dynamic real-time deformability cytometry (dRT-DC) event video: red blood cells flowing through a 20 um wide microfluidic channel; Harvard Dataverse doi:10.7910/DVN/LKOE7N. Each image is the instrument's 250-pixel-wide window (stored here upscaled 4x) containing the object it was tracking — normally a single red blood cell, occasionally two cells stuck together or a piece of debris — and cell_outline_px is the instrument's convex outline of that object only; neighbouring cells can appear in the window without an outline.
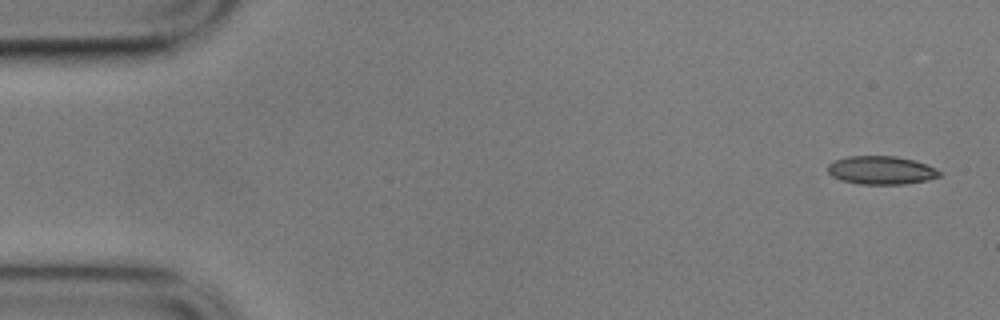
{"species": "common noctule bat (a hibernating species)", "species_latin": "Nyctalus noctula", "temperature_condition": "cold", "stored_images_in_passage": 55, "camera_frame_rate_fps": 3000, "um_per_image_px": 0.085, "animal": {"sex": "male", "body_mass_g": 17.9}, "frame": {"image": 1, "passage_image": 1, "time_ms": 0.0, "image_size_px": [1000, 320], "cell_outline_px": [[944, 172], [940, 176], [928, 180], [904, 184], [860, 184], [840, 180], [832, 176], [828, 172], [828, 164], [836, 160], [848, 156], [896, 156], [912, 160], [936, 168]], "centroid_in_image_um": [74.92, 14.47], "position_along_channel_um": 10.1, "area_um2": 18.44}}
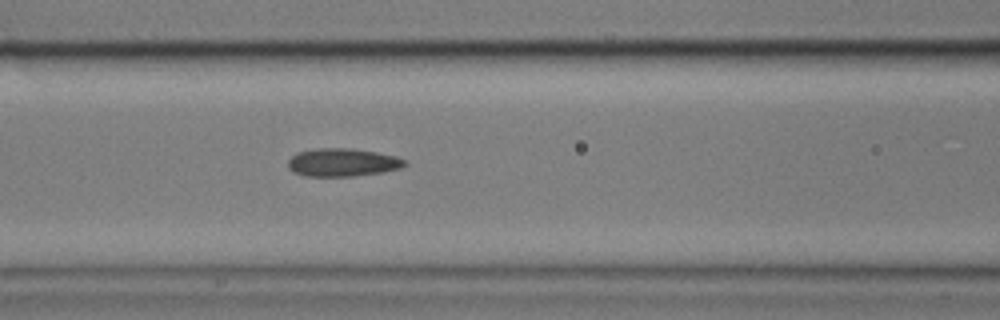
{"frame": {"image": 2, "passage_image": 22, "time_ms": 7.0, "image_size_px": [1000, 320], "cell_outline_px": [[408, 164], [400, 168], [384, 172], [352, 176], [304, 176], [292, 172], [288, 168], [288, 160], [296, 152], [316, 148], [352, 148], [376, 152], [396, 156], [404, 160]], "centroid_in_image_um": [29.09, 13.8], "position_along_channel_um": 137.5, "area_um2": 19.25}}
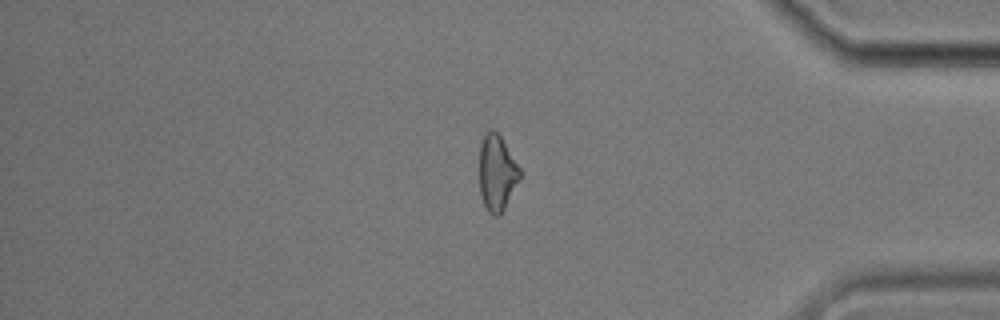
{"frame": {"image": 3, "passage_image": 46, "time_ms": 15.0, "image_size_px": [1000, 320], "cell_outline_px": [[520, 180], [500, 216], [492, 216], [488, 212], [484, 204], [480, 192], [480, 144], [484, 132], [488, 128], [492, 128], [500, 136], [520, 168]], "centroid_in_image_um": [42.23, 14.69], "position_along_channel_um": 393.0, "area_um2": 17.98}, "authors_computed_cell_mechanics": {"area_um2": 18.9584, "velocity_mm_per_s": 3.5318, "shape_relaxation_time_tau1_ms": null, "shape_relaxation_time_tau2_ms": 6.2057, "deformation_change_tau1": null, "deformation_change_tau2": 0.1243}}